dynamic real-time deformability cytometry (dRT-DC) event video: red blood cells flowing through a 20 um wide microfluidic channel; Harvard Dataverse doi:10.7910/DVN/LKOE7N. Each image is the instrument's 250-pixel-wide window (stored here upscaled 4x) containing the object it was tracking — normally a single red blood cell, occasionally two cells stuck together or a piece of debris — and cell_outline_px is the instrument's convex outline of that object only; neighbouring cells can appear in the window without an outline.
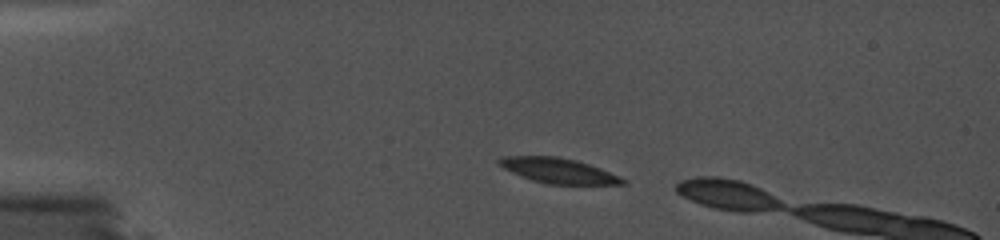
{"species": "common noctule bat (a hibernating species)", "species_latin": "Nyctalus noctula", "temperature_condition": "cold", "stored_images_in_passage": 8, "camera_frame_rate_fps": 5000, "um_per_image_px": 0.085, "animal": {"sex": "female", "body_mass_g": 19.0, "forearm_length_mm": 56.7}, "frame": {"image": 1, "passage_image": 4, "time_ms": 0.6, "image_size_px": [1000, 240], "cell_outline_px": [[628, 184], [544, 184], [520, 176], [496, 164], [496, 160], [508, 156], [556, 156], [576, 160], [588, 164], [620, 176], [628, 180]], "centroid_in_image_um": [47.46, 14.51], "position_along_channel_um": 37.5, "area_um2": 18.09}}